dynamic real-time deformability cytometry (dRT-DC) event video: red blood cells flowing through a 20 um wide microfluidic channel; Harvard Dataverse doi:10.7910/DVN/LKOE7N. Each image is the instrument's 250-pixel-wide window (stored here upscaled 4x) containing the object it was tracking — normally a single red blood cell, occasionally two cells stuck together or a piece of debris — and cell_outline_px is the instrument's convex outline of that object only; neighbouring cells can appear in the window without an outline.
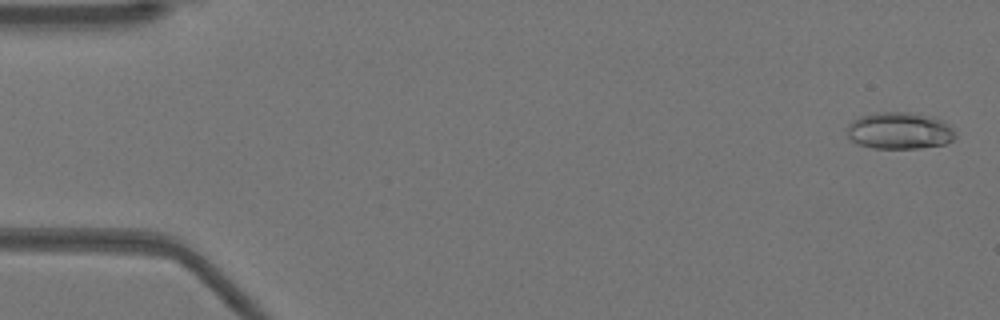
{"species": "Egyptian fruit bat (a non-hibernating species)", "species_latin": "Rousettus aegyptiacus", "temperature_condition": "warm", "stored_images_in_passage": 52, "camera_frame_rate_fps": 3000, "um_per_image_px": 0.085, "animal": {"sex": "female"}, "frame": {"image": 1, "passage_image": 2, "time_ms": 0.333, "image_size_px": [1000, 320], "cell_outline_px": [[956, 136], [952, 140], [944, 144], [920, 148], [872, 148], [860, 144], [852, 140], [848, 136], [848, 124], [852, 120], [860, 116], [876, 112], [904, 112], [932, 116], [948, 124], [952, 128]], "centroid_in_image_um": [76.45, 11.1], "position_along_channel_um": 8.6, "area_um2": 23.12}}
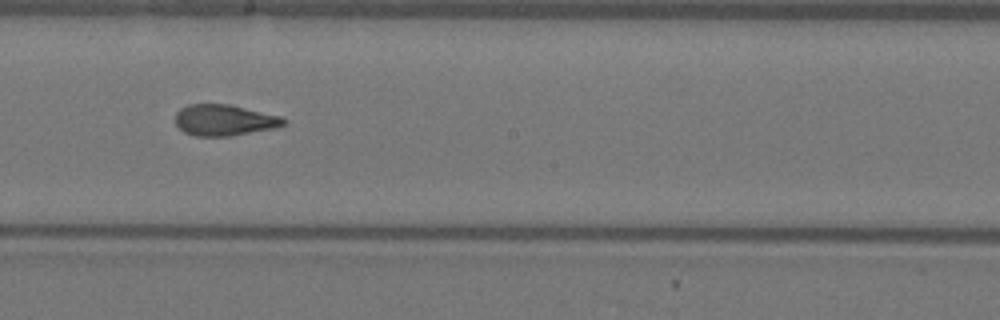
{"frame": {"image": 2, "passage_image": 29, "time_ms": 9.333, "image_size_px": [1000, 320], "cell_outline_px": [[288, 124], [276, 128], [232, 136], [196, 136], [184, 132], [176, 124], [176, 112], [180, 108], [188, 104], [228, 104], [280, 116], [288, 120]], "centroid_in_image_um": [19.1, 10.22], "position_along_channel_um": 229.1, "area_um2": 19.77}}
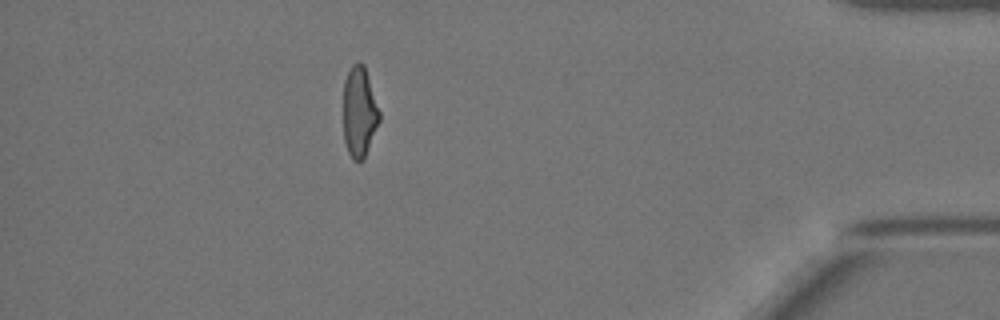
{"frame": {"image": 3, "passage_image": 46, "time_ms": 15.0, "image_size_px": [1000, 320], "cell_outline_px": [[380, 120], [364, 160], [352, 160], [348, 152], [344, 140], [344, 80], [352, 64], [364, 64], [380, 112]], "centroid_in_image_um": [30.55, 9.55], "position_along_channel_um": 404.7, "area_um2": 18.9}, "authors_computed_cell_mechanics": {"area_um2": 20.0566, "velocity_mm_per_s": 3.9444, "shape_relaxation_time_tau1_ms": 5.6053, "shape_relaxation_time_tau2_ms": 1.0969, "deformation_change_tau1": 0.2059, "deformation_change_tau2": 0.0892}}